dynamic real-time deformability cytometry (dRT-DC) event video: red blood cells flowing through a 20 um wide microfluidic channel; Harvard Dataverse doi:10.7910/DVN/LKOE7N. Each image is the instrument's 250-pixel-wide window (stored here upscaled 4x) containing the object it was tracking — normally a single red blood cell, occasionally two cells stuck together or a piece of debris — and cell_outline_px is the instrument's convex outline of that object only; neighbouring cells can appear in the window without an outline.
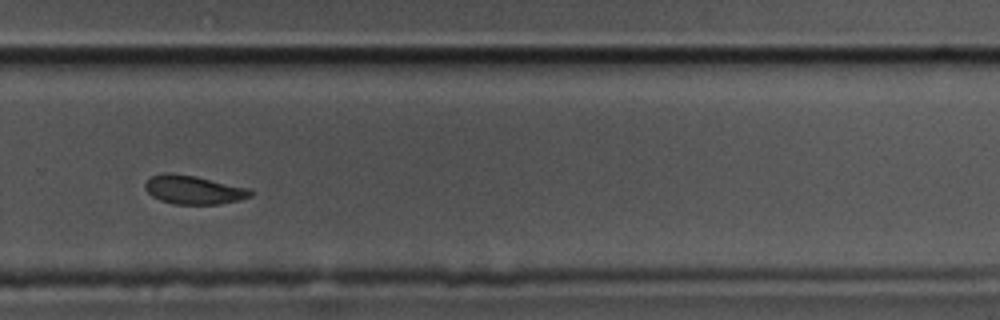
{"species": "common noctule bat (a hibernating species)", "species_latin": "Nyctalus noctula", "temperature_condition": "cold", "stored_images_in_passage": 16, "camera_frame_rate_fps": 3000, "um_per_image_px": 0.085, "animal": {"sex": "male", "body_mass_g": 17.5, "forearm_length_mm": 52.3}, "frame": {"image": 1, "passage_image": 12, "time_ms": 3.667, "image_size_px": [1000, 320], "cell_outline_px": [[252, 196], [240, 200], [220, 204], [172, 204], [160, 200], [152, 196], [144, 188], [144, 184], [152, 176], [164, 172], [168, 172], [196, 176], [248, 188], [252, 192]], "centroid_in_image_um": [16.44, 16.13], "position_along_channel_um": 313.4, "area_um2": 17.63}}